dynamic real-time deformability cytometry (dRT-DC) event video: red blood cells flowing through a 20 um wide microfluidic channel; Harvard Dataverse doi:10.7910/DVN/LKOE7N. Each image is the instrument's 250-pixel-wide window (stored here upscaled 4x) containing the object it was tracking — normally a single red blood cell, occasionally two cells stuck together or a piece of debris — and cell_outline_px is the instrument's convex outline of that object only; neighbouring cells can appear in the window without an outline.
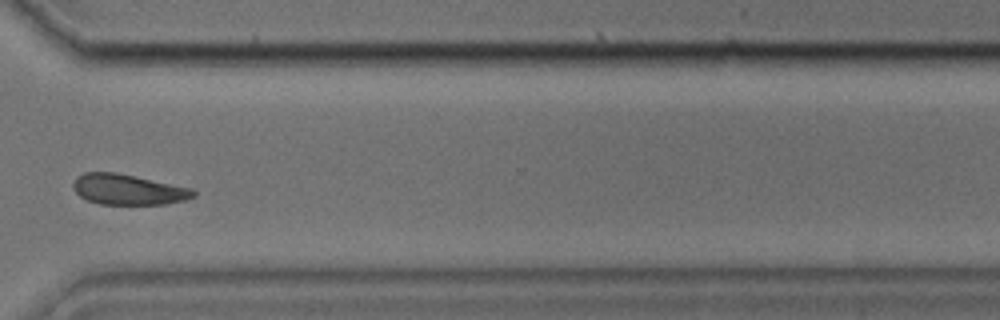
{"species": "common noctule bat (a hibernating species)", "species_latin": "Nyctalus noctula", "temperature_condition": "cold", "stored_images_in_passage": 38, "camera_frame_rate_fps": 3000, "um_per_image_px": 0.085, "animal": {"sex": "male", "body_mass_g": 17.9, "forearm_length_mm": 54.2}, "frame": {"image": 1, "passage_image": 27, "time_ms": 8.667, "image_size_px": [1000, 320], "cell_outline_px": [[196, 196], [188, 200], [164, 204], [100, 204], [88, 200], [80, 196], [72, 188], [72, 184], [76, 176], [84, 172], [116, 172], [192, 188], [196, 192]], "centroid_in_image_um": [10.89, 16.1], "position_along_channel_um": 359.7, "area_um2": 21.5}}